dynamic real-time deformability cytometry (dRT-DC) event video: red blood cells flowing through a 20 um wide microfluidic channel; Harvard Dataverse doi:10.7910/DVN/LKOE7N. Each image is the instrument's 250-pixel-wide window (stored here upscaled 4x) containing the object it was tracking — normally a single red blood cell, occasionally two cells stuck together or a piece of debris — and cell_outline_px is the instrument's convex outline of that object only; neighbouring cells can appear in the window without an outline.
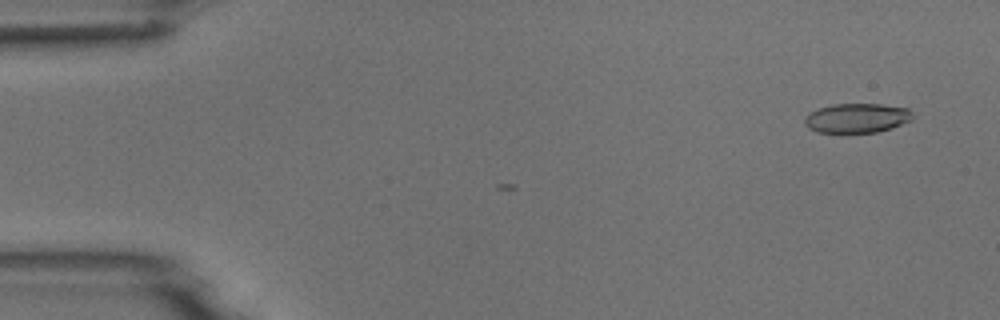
{"species": "common noctule bat (a hibernating species)", "species_latin": "Nyctalus noctula", "temperature_condition": "room temperature", "stored_images_in_passage": 5, "camera_frame_rate_fps": 3000, "um_per_image_px": 0.085, "animal": {"sex": "male", "body_mass_g": 18.8}, "frame": {"image": 1, "passage_image": 1, "time_ms": 0.0, "image_size_px": [1000, 320], "cell_outline_px": [[912, 120], [892, 128], [876, 132], [816, 132], [808, 128], [804, 124], [804, 120], [812, 112], [820, 108], [832, 104], [880, 104], [908, 108], [912, 112]], "centroid_in_image_um": [72.86, 10.03], "position_along_channel_um": 12.1, "area_um2": 18.38}}
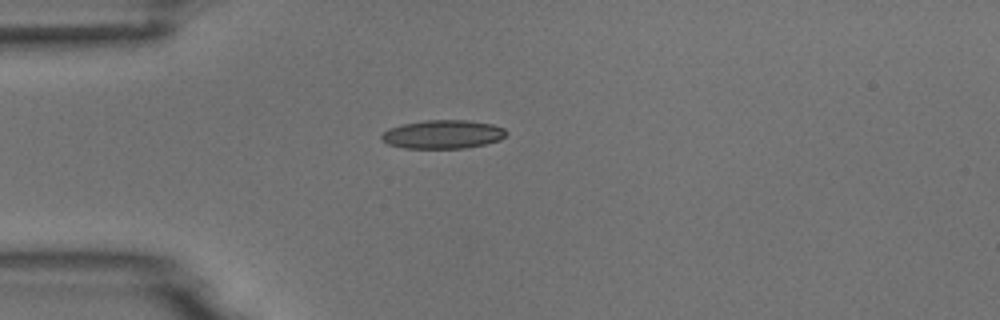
{"frame": {"image": 2, "passage_image": 4, "time_ms": 3.667, "image_size_px": [1000, 320], "cell_outline_px": [[508, 132], [500, 140], [484, 144], [464, 148], [404, 148], [388, 144], [380, 140], [380, 136], [388, 128], [404, 124], [424, 120], [468, 120], [492, 124], [504, 128]], "centroid_in_image_um": [37.63, 11.41], "position_along_channel_um": 47.4, "area_um2": 20.81}}